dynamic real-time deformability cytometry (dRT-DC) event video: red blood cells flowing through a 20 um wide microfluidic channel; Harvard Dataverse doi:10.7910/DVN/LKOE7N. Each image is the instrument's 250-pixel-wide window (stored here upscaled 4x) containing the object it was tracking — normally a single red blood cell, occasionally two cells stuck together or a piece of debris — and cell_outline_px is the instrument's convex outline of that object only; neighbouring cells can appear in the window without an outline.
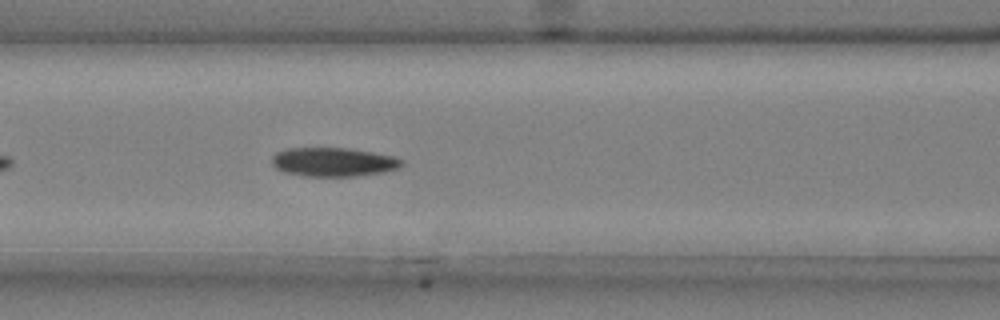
{"species": "common noctule bat (a hibernating species)", "species_latin": "Nyctalus noctula", "temperature_condition": "cold", "stored_images_in_passage": 13, "camera_frame_rate_fps": 3000, "um_per_image_px": 0.085, "animal": {"sex": "male", "body_mass_g": 20.4}, "frame": {"image": 1, "passage_image": 10, "time_ms": 3.0, "image_size_px": [1000, 320], "cell_outline_px": [[404, 164], [400, 168], [384, 172], [356, 176], [304, 176], [284, 172], [276, 168], [272, 164], [272, 156], [276, 152], [288, 148], [348, 148], [396, 156], [404, 160]], "centroid_in_image_um": [28.38, 13.77], "position_along_channel_um": 138.2, "area_um2": 22.08}}